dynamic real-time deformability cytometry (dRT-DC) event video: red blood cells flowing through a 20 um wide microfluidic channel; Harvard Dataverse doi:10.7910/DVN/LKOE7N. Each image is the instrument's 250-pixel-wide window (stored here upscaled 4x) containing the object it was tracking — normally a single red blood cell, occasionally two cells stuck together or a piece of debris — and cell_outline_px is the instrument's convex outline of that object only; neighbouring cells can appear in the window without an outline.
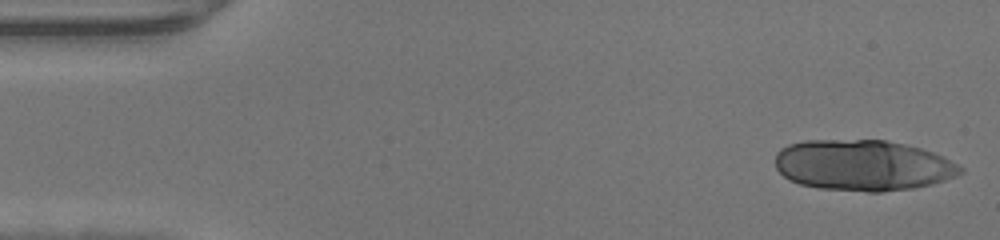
{"species": "human", "species_latin": "Homo sapiens", "temperature_condition": "warm", "stored_images_in_passage": 27, "segment_of_instrument_passage": [1, 2], "camera_frame_rate_fps": 3000, "um_per_image_px": 0.085, "donor": {"sex": "male"}, "frame": {"image": 1, "passage_image": 1, "time_ms": 0.0, "image_size_px": [1000, 240], "cell_outline_px": [[964, 172], [956, 176], [932, 184], [912, 188], [880, 192], [868, 192], [820, 188], [800, 184], [788, 180], [776, 168], [776, 152], [780, 148], [788, 144], [808, 140], [884, 140], [904, 144], [920, 148], [944, 156], [964, 168]], "centroid_in_image_um": [73.35, 14.05], "position_along_channel_um": 11.7, "area_um2": 55.03}}